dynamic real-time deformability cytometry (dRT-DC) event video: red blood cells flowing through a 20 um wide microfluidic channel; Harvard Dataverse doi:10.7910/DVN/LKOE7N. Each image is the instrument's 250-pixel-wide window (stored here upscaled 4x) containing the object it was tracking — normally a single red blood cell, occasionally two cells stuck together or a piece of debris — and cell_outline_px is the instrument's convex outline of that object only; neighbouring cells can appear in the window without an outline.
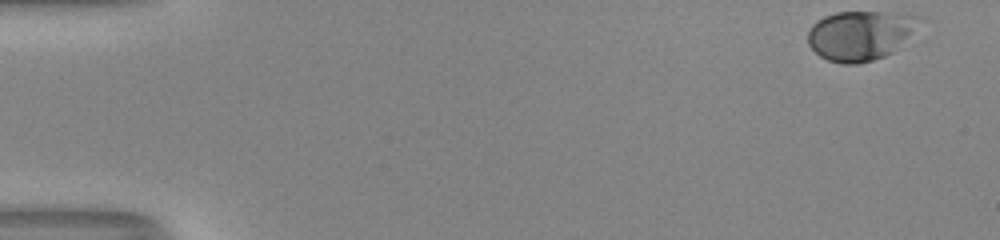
{"species": "human", "species_latin": "Homo sapiens", "temperature_condition": "room temperature", "stored_images_in_passage": 51, "camera_frame_rate_fps": 3000, "um_per_image_px": 0.085, "donor": {"sex": "male"}, "frame": {"image": 1, "passage_image": 1, "time_ms": 0.0, "image_size_px": [1000, 240], "cell_outline_px": [[924, 20], [892, 52], [884, 56], [872, 60], [856, 64], [840, 64], [828, 60], [820, 56], [808, 44], [808, 32], [812, 24], [816, 20], [824, 16], [836, 12], [900, 12], [924, 16]], "centroid_in_image_um": [73.14, 2.98], "position_along_channel_um": 11.9, "area_um2": 32.43}}
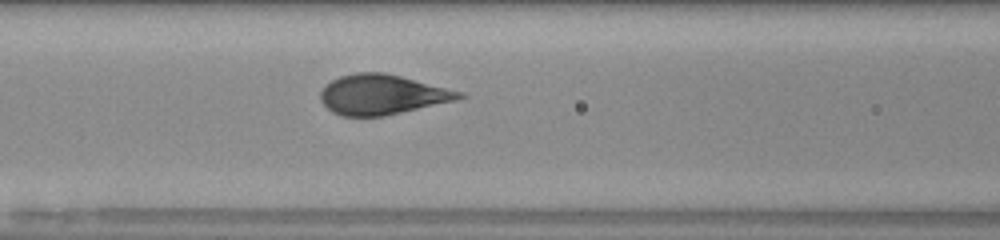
{"frame": {"image": 2, "passage_image": 22, "time_ms": 7.0, "image_size_px": [1000, 240], "cell_outline_px": [[468, 96], [456, 100], [384, 116], [340, 116], [332, 112], [320, 100], [320, 92], [324, 84], [340, 76], [356, 72], [384, 72], [464, 92]], "centroid_in_image_um": [32.46, 8.03], "position_along_channel_um": 134.1, "area_um2": 32.31}}
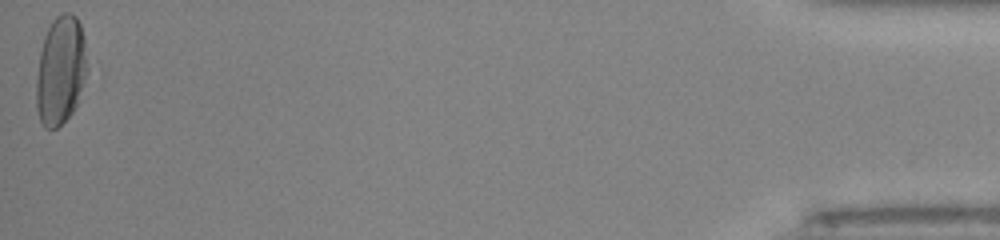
{"frame": {"image": 3, "passage_image": 51, "time_ms": 16.667, "image_size_px": [1000, 240], "cell_outline_px": [[88, 68], [84, 84], [76, 104], [72, 112], [56, 128], [44, 128], [40, 120], [36, 108], [36, 76], [40, 52], [44, 36], [52, 20], [56, 16], [64, 12], [72, 12], [76, 16], [80, 24], [84, 36]], "centroid_in_image_um": [5.15, 5.95], "position_along_channel_um": 430.0, "area_um2": 32.48}}